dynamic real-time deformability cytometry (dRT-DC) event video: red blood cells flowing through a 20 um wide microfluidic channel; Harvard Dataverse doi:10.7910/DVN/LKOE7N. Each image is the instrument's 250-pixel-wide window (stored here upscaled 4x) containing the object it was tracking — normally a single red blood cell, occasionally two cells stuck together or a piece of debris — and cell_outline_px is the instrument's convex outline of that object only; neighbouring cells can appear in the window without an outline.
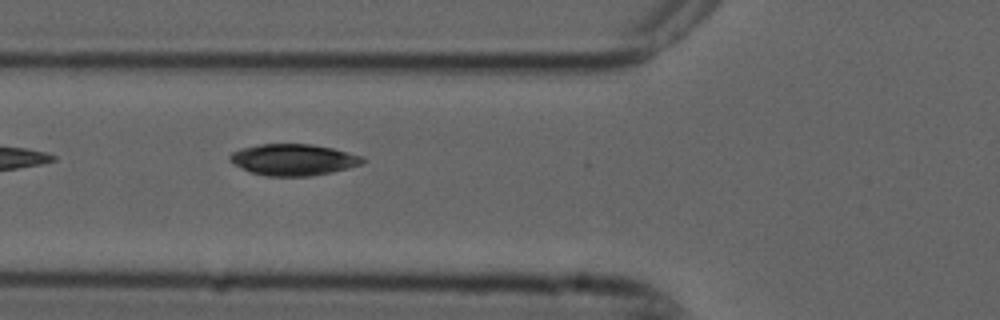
{"species": "common noctule bat (a hibernating species)", "species_latin": "Nyctalus noctula", "temperature_condition": "cold", "stored_images_in_passage": 4, "camera_frame_rate_fps": 3000, "um_per_image_px": 0.085, "animal": {"sex": "male", "forearm_length_mm": 52.5}, "frame": {"image": 1, "passage_image": 2, "time_ms": 0.333, "image_size_px": [1000, 320], "cell_outline_px": [[368, 160], [364, 164], [332, 172], [308, 176], [264, 176], [252, 172], [232, 164], [228, 160], [228, 156], [232, 152], [240, 148], [260, 144], [312, 144], [332, 148], [360, 156]], "centroid_in_image_um": [24.91, 13.57], "position_along_channel_um": 100.9, "area_um2": 24.39}}
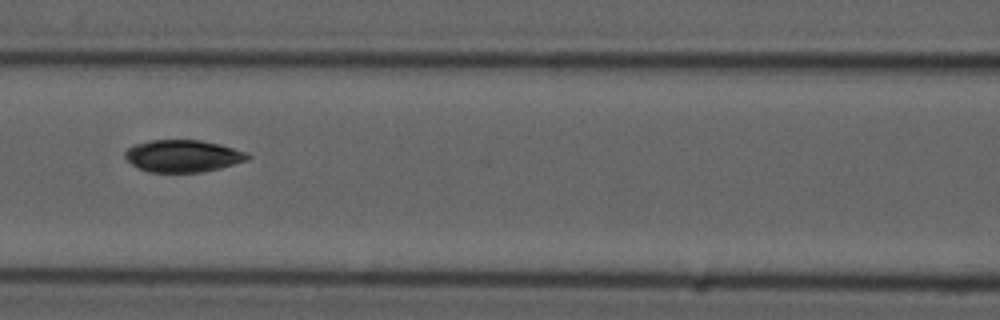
{"frame": {"image": 2, "passage_image": 3, "time_ms": 0.667, "image_size_px": [1000, 320], "cell_outline_px": [[252, 156], [248, 160], [220, 168], [200, 172], [148, 172], [132, 164], [124, 156], [124, 152], [128, 148], [136, 144], [152, 140], [200, 140], [220, 144], [248, 152]], "centroid_in_image_um": [15.58, 13.25], "position_along_channel_um": 151.0, "area_um2": 22.95}}
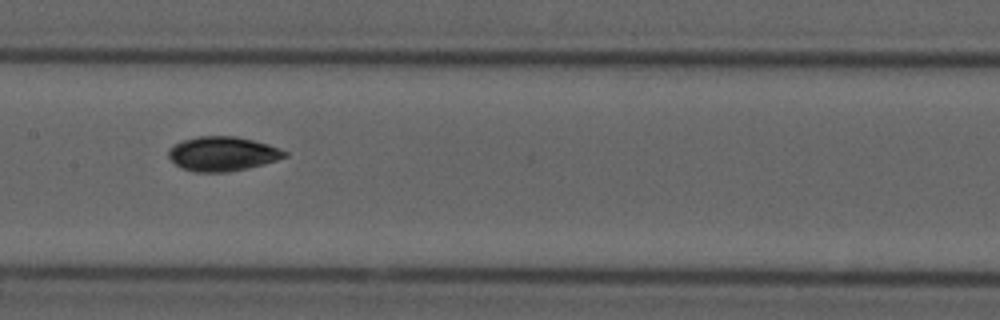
{"frame": {"image": 3, "passage_image": 4, "time_ms": 1.0, "image_size_px": [1000, 320], "cell_outline_px": [[288, 156], [264, 164], [248, 168], [228, 172], [196, 172], [184, 168], [176, 164], [168, 156], [168, 148], [172, 144], [180, 140], [196, 136], [236, 136], [268, 144], [280, 148], [288, 152]], "centroid_in_image_um": [18.9, 13.06], "position_along_channel_um": 188.5, "area_um2": 23.47}}